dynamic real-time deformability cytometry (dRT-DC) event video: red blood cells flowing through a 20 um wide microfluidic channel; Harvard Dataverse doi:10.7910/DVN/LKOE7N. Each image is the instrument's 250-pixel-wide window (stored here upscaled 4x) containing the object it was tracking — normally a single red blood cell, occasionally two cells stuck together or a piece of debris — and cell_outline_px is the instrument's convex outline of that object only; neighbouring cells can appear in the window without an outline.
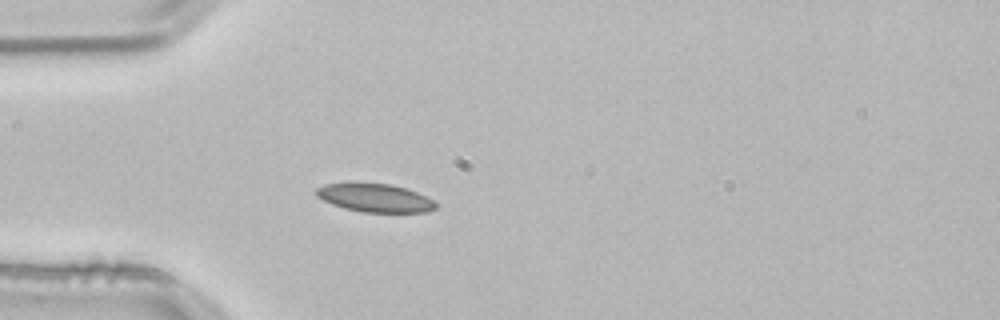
{"species": "common noctule bat (a hibernating species)", "species_latin": "Nyctalus noctula", "temperature_condition": "room temperature", "stored_images_in_passage": 17, "camera_frame_rate_fps": 3000, "um_per_image_px": 0.085, "animal": {"sex": "male", "body_mass_g": 21.5, "forearm_length_mm": 52.0}, "frame": {"image": 1, "passage_image": 9, "time_ms": 2.667, "image_size_px": [1000, 320], "cell_outline_px": [[436, 208], [428, 212], [364, 212], [344, 208], [332, 204], [316, 196], [316, 188], [324, 184], [348, 180], [356, 180], [388, 184], [404, 188], [416, 192], [432, 200], [436, 204]], "centroid_in_image_um": [31.78, 16.77], "position_along_channel_um": 53.2, "area_um2": 20.23}}
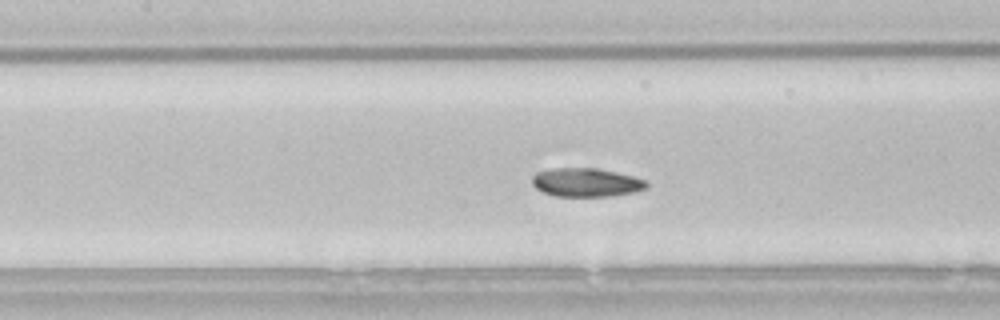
{"frame": {"image": 2, "passage_image": 14, "time_ms": 4.333, "image_size_px": [1000, 320], "cell_outline_px": [[648, 188], [632, 192], [612, 196], [556, 196], [544, 192], [536, 188], [532, 184], [532, 176], [536, 172], [552, 168], [596, 168], [616, 172], [648, 180]], "centroid_in_image_um": [49.83, 15.5], "position_along_channel_um": 157.6, "area_um2": 19.13}}